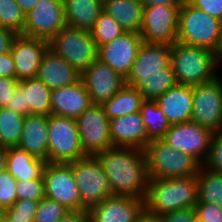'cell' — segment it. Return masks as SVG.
<instances>
[{"mask_svg": "<svg viewBox=\"0 0 222 222\" xmlns=\"http://www.w3.org/2000/svg\"><path fill=\"white\" fill-rule=\"evenodd\" d=\"M96 156L113 195L146 198L149 178L144 150L112 146Z\"/></svg>", "mask_w": 222, "mask_h": 222, "instance_id": "6da1fadb", "label": "cell"}, {"mask_svg": "<svg viewBox=\"0 0 222 222\" xmlns=\"http://www.w3.org/2000/svg\"><path fill=\"white\" fill-rule=\"evenodd\" d=\"M197 202V175L148 180L145 211L156 218L175 210L195 208Z\"/></svg>", "mask_w": 222, "mask_h": 222, "instance_id": "7a4b0ae2", "label": "cell"}, {"mask_svg": "<svg viewBox=\"0 0 222 222\" xmlns=\"http://www.w3.org/2000/svg\"><path fill=\"white\" fill-rule=\"evenodd\" d=\"M170 65L177 84L196 86L218 77L214 51L181 42L170 45Z\"/></svg>", "mask_w": 222, "mask_h": 222, "instance_id": "3957f363", "label": "cell"}, {"mask_svg": "<svg viewBox=\"0 0 222 222\" xmlns=\"http://www.w3.org/2000/svg\"><path fill=\"white\" fill-rule=\"evenodd\" d=\"M144 152L149 179L197 175L202 165L192 155L172 148L162 139L149 141Z\"/></svg>", "mask_w": 222, "mask_h": 222, "instance_id": "277c9868", "label": "cell"}, {"mask_svg": "<svg viewBox=\"0 0 222 222\" xmlns=\"http://www.w3.org/2000/svg\"><path fill=\"white\" fill-rule=\"evenodd\" d=\"M222 37V21L186 0L179 10L177 42L215 51Z\"/></svg>", "mask_w": 222, "mask_h": 222, "instance_id": "5b68a950", "label": "cell"}, {"mask_svg": "<svg viewBox=\"0 0 222 222\" xmlns=\"http://www.w3.org/2000/svg\"><path fill=\"white\" fill-rule=\"evenodd\" d=\"M49 48L81 74L98 59V46L87 30L66 26L49 41Z\"/></svg>", "mask_w": 222, "mask_h": 222, "instance_id": "8992f818", "label": "cell"}, {"mask_svg": "<svg viewBox=\"0 0 222 222\" xmlns=\"http://www.w3.org/2000/svg\"><path fill=\"white\" fill-rule=\"evenodd\" d=\"M73 170L81 197V211H89L112 196L109 180L97 156L86 155L68 163Z\"/></svg>", "mask_w": 222, "mask_h": 222, "instance_id": "52a82bcc", "label": "cell"}, {"mask_svg": "<svg viewBox=\"0 0 222 222\" xmlns=\"http://www.w3.org/2000/svg\"><path fill=\"white\" fill-rule=\"evenodd\" d=\"M74 118L48 116V162L71 163L85 157Z\"/></svg>", "mask_w": 222, "mask_h": 222, "instance_id": "ba28073f", "label": "cell"}, {"mask_svg": "<svg viewBox=\"0 0 222 222\" xmlns=\"http://www.w3.org/2000/svg\"><path fill=\"white\" fill-rule=\"evenodd\" d=\"M192 105V122L212 132L222 131V76L193 86Z\"/></svg>", "mask_w": 222, "mask_h": 222, "instance_id": "9c48e42d", "label": "cell"}, {"mask_svg": "<svg viewBox=\"0 0 222 222\" xmlns=\"http://www.w3.org/2000/svg\"><path fill=\"white\" fill-rule=\"evenodd\" d=\"M75 120L85 155L96 156L113 146L109 130L110 119L102 105L92 104Z\"/></svg>", "mask_w": 222, "mask_h": 222, "instance_id": "30bf717a", "label": "cell"}, {"mask_svg": "<svg viewBox=\"0 0 222 222\" xmlns=\"http://www.w3.org/2000/svg\"><path fill=\"white\" fill-rule=\"evenodd\" d=\"M181 6H144L140 35L144 42L171 45L177 42Z\"/></svg>", "mask_w": 222, "mask_h": 222, "instance_id": "8fae6325", "label": "cell"}, {"mask_svg": "<svg viewBox=\"0 0 222 222\" xmlns=\"http://www.w3.org/2000/svg\"><path fill=\"white\" fill-rule=\"evenodd\" d=\"M45 197L57 201L70 211L81 210V197L72 167L68 163H47L44 174Z\"/></svg>", "mask_w": 222, "mask_h": 222, "instance_id": "7c38bea8", "label": "cell"}, {"mask_svg": "<svg viewBox=\"0 0 222 222\" xmlns=\"http://www.w3.org/2000/svg\"><path fill=\"white\" fill-rule=\"evenodd\" d=\"M66 26L62 0H40L25 15L23 35L50 41Z\"/></svg>", "mask_w": 222, "mask_h": 222, "instance_id": "4fadbf2b", "label": "cell"}, {"mask_svg": "<svg viewBox=\"0 0 222 222\" xmlns=\"http://www.w3.org/2000/svg\"><path fill=\"white\" fill-rule=\"evenodd\" d=\"M213 132L195 122L173 124L162 138L169 146L192 155L202 165L207 159Z\"/></svg>", "mask_w": 222, "mask_h": 222, "instance_id": "5bb4252c", "label": "cell"}, {"mask_svg": "<svg viewBox=\"0 0 222 222\" xmlns=\"http://www.w3.org/2000/svg\"><path fill=\"white\" fill-rule=\"evenodd\" d=\"M142 43L140 33L124 32L98 47V59L126 79Z\"/></svg>", "mask_w": 222, "mask_h": 222, "instance_id": "9a60e30c", "label": "cell"}, {"mask_svg": "<svg viewBox=\"0 0 222 222\" xmlns=\"http://www.w3.org/2000/svg\"><path fill=\"white\" fill-rule=\"evenodd\" d=\"M92 104L102 105L111 99L125 84V78L109 65L97 59L89 69L81 74Z\"/></svg>", "mask_w": 222, "mask_h": 222, "instance_id": "2e32d148", "label": "cell"}, {"mask_svg": "<svg viewBox=\"0 0 222 222\" xmlns=\"http://www.w3.org/2000/svg\"><path fill=\"white\" fill-rule=\"evenodd\" d=\"M170 66V45L143 41L125 84L134 87L143 77L166 75Z\"/></svg>", "mask_w": 222, "mask_h": 222, "instance_id": "e0dca14e", "label": "cell"}, {"mask_svg": "<svg viewBox=\"0 0 222 222\" xmlns=\"http://www.w3.org/2000/svg\"><path fill=\"white\" fill-rule=\"evenodd\" d=\"M144 211L143 198L112 195L88 211L89 222H135Z\"/></svg>", "mask_w": 222, "mask_h": 222, "instance_id": "ac0fdd59", "label": "cell"}, {"mask_svg": "<svg viewBox=\"0 0 222 222\" xmlns=\"http://www.w3.org/2000/svg\"><path fill=\"white\" fill-rule=\"evenodd\" d=\"M49 48V41L18 35L13 42L11 54L18 81L36 78L41 59Z\"/></svg>", "mask_w": 222, "mask_h": 222, "instance_id": "d6986e66", "label": "cell"}, {"mask_svg": "<svg viewBox=\"0 0 222 222\" xmlns=\"http://www.w3.org/2000/svg\"><path fill=\"white\" fill-rule=\"evenodd\" d=\"M91 105L92 100L81 79L51 92V114L76 119Z\"/></svg>", "mask_w": 222, "mask_h": 222, "instance_id": "ffe728a7", "label": "cell"}, {"mask_svg": "<svg viewBox=\"0 0 222 222\" xmlns=\"http://www.w3.org/2000/svg\"><path fill=\"white\" fill-rule=\"evenodd\" d=\"M109 130L113 146L144 150L150 141L140 111L110 119Z\"/></svg>", "mask_w": 222, "mask_h": 222, "instance_id": "44dd1931", "label": "cell"}, {"mask_svg": "<svg viewBox=\"0 0 222 222\" xmlns=\"http://www.w3.org/2000/svg\"><path fill=\"white\" fill-rule=\"evenodd\" d=\"M36 78L54 90L78 82L81 73L48 48L41 59Z\"/></svg>", "mask_w": 222, "mask_h": 222, "instance_id": "7402d4cb", "label": "cell"}, {"mask_svg": "<svg viewBox=\"0 0 222 222\" xmlns=\"http://www.w3.org/2000/svg\"><path fill=\"white\" fill-rule=\"evenodd\" d=\"M170 125L191 121L193 87L176 84L155 99Z\"/></svg>", "mask_w": 222, "mask_h": 222, "instance_id": "603a6c76", "label": "cell"}, {"mask_svg": "<svg viewBox=\"0 0 222 222\" xmlns=\"http://www.w3.org/2000/svg\"><path fill=\"white\" fill-rule=\"evenodd\" d=\"M22 130L17 147L48 162V116L37 114L25 116Z\"/></svg>", "mask_w": 222, "mask_h": 222, "instance_id": "cb8c5ba5", "label": "cell"}, {"mask_svg": "<svg viewBox=\"0 0 222 222\" xmlns=\"http://www.w3.org/2000/svg\"><path fill=\"white\" fill-rule=\"evenodd\" d=\"M47 163L18 147L7 148L6 169L17 181L43 178Z\"/></svg>", "mask_w": 222, "mask_h": 222, "instance_id": "d4e9b609", "label": "cell"}, {"mask_svg": "<svg viewBox=\"0 0 222 222\" xmlns=\"http://www.w3.org/2000/svg\"><path fill=\"white\" fill-rule=\"evenodd\" d=\"M63 8L67 26L91 31L103 12L100 0H64Z\"/></svg>", "mask_w": 222, "mask_h": 222, "instance_id": "484cf974", "label": "cell"}, {"mask_svg": "<svg viewBox=\"0 0 222 222\" xmlns=\"http://www.w3.org/2000/svg\"><path fill=\"white\" fill-rule=\"evenodd\" d=\"M144 6L140 0H105L103 11L112 16L125 32H138L143 21Z\"/></svg>", "mask_w": 222, "mask_h": 222, "instance_id": "4316f807", "label": "cell"}, {"mask_svg": "<svg viewBox=\"0 0 222 222\" xmlns=\"http://www.w3.org/2000/svg\"><path fill=\"white\" fill-rule=\"evenodd\" d=\"M24 90L26 116L30 114H51L52 90L37 78L19 81L18 84Z\"/></svg>", "mask_w": 222, "mask_h": 222, "instance_id": "83f0119b", "label": "cell"}, {"mask_svg": "<svg viewBox=\"0 0 222 222\" xmlns=\"http://www.w3.org/2000/svg\"><path fill=\"white\" fill-rule=\"evenodd\" d=\"M144 100L143 94L138 89L125 85L102 106L107 117L113 119L140 111Z\"/></svg>", "mask_w": 222, "mask_h": 222, "instance_id": "f1b7e54d", "label": "cell"}, {"mask_svg": "<svg viewBox=\"0 0 222 222\" xmlns=\"http://www.w3.org/2000/svg\"><path fill=\"white\" fill-rule=\"evenodd\" d=\"M198 201L222 207V173L200 166L197 173Z\"/></svg>", "mask_w": 222, "mask_h": 222, "instance_id": "f546056e", "label": "cell"}, {"mask_svg": "<svg viewBox=\"0 0 222 222\" xmlns=\"http://www.w3.org/2000/svg\"><path fill=\"white\" fill-rule=\"evenodd\" d=\"M140 113L146 128L147 138L150 141L162 139L171 125L157 102L152 99H145L140 107Z\"/></svg>", "mask_w": 222, "mask_h": 222, "instance_id": "4dcf8cb0", "label": "cell"}, {"mask_svg": "<svg viewBox=\"0 0 222 222\" xmlns=\"http://www.w3.org/2000/svg\"><path fill=\"white\" fill-rule=\"evenodd\" d=\"M24 115L3 107L0 108V146L17 147L23 132Z\"/></svg>", "mask_w": 222, "mask_h": 222, "instance_id": "1f68e13d", "label": "cell"}, {"mask_svg": "<svg viewBox=\"0 0 222 222\" xmlns=\"http://www.w3.org/2000/svg\"><path fill=\"white\" fill-rule=\"evenodd\" d=\"M176 84L175 73L170 66L166 67V75L143 77L134 87L143 94L144 99L155 100Z\"/></svg>", "mask_w": 222, "mask_h": 222, "instance_id": "d6a6232c", "label": "cell"}, {"mask_svg": "<svg viewBox=\"0 0 222 222\" xmlns=\"http://www.w3.org/2000/svg\"><path fill=\"white\" fill-rule=\"evenodd\" d=\"M0 26L23 35L25 14L21 11L16 0H0Z\"/></svg>", "mask_w": 222, "mask_h": 222, "instance_id": "836d02e7", "label": "cell"}, {"mask_svg": "<svg viewBox=\"0 0 222 222\" xmlns=\"http://www.w3.org/2000/svg\"><path fill=\"white\" fill-rule=\"evenodd\" d=\"M90 32L95 43L99 47L122 35L125 30L112 16L103 11Z\"/></svg>", "mask_w": 222, "mask_h": 222, "instance_id": "e575fe53", "label": "cell"}, {"mask_svg": "<svg viewBox=\"0 0 222 222\" xmlns=\"http://www.w3.org/2000/svg\"><path fill=\"white\" fill-rule=\"evenodd\" d=\"M38 203L29 199L16 200L3 210V215L9 222H34Z\"/></svg>", "mask_w": 222, "mask_h": 222, "instance_id": "d590c367", "label": "cell"}, {"mask_svg": "<svg viewBox=\"0 0 222 222\" xmlns=\"http://www.w3.org/2000/svg\"><path fill=\"white\" fill-rule=\"evenodd\" d=\"M70 210L57 201L44 197L39 201L34 222H58Z\"/></svg>", "mask_w": 222, "mask_h": 222, "instance_id": "8d00e7d4", "label": "cell"}, {"mask_svg": "<svg viewBox=\"0 0 222 222\" xmlns=\"http://www.w3.org/2000/svg\"><path fill=\"white\" fill-rule=\"evenodd\" d=\"M17 200L40 201L45 197L43 178L17 181Z\"/></svg>", "mask_w": 222, "mask_h": 222, "instance_id": "74e56055", "label": "cell"}, {"mask_svg": "<svg viewBox=\"0 0 222 222\" xmlns=\"http://www.w3.org/2000/svg\"><path fill=\"white\" fill-rule=\"evenodd\" d=\"M17 180L7 169L0 172V209L10 207L17 200Z\"/></svg>", "mask_w": 222, "mask_h": 222, "instance_id": "f35d334b", "label": "cell"}, {"mask_svg": "<svg viewBox=\"0 0 222 222\" xmlns=\"http://www.w3.org/2000/svg\"><path fill=\"white\" fill-rule=\"evenodd\" d=\"M203 165L212 171L222 173V131L213 132L209 153Z\"/></svg>", "mask_w": 222, "mask_h": 222, "instance_id": "ab89813d", "label": "cell"}, {"mask_svg": "<svg viewBox=\"0 0 222 222\" xmlns=\"http://www.w3.org/2000/svg\"><path fill=\"white\" fill-rule=\"evenodd\" d=\"M194 209L202 222H222V207L218 205L198 201Z\"/></svg>", "mask_w": 222, "mask_h": 222, "instance_id": "60d3db41", "label": "cell"}, {"mask_svg": "<svg viewBox=\"0 0 222 222\" xmlns=\"http://www.w3.org/2000/svg\"><path fill=\"white\" fill-rule=\"evenodd\" d=\"M19 81L16 78L0 76V108L8 107L10 99L17 89Z\"/></svg>", "mask_w": 222, "mask_h": 222, "instance_id": "b9f144b4", "label": "cell"}, {"mask_svg": "<svg viewBox=\"0 0 222 222\" xmlns=\"http://www.w3.org/2000/svg\"><path fill=\"white\" fill-rule=\"evenodd\" d=\"M190 5L222 21V0H186Z\"/></svg>", "mask_w": 222, "mask_h": 222, "instance_id": "7bdbcfd3", "label": "cell"}, {"mask_svg": "<svg viewBox=\"0 0 222 222\" xmlns=\"http://www.w3.org/2000/svg\"><path fill=\"white\" fill-rule=\"evenodd\" d=\"M196 217L194 208L175 210L158 217L159 222H192Z\"/></svg>", "mask_w": 222, "mask_h": 222, "instance_id": "ee69618b", "label": "cell"}, {"mask_svg": "<svg viewBox=\"0 0 222 222\" xmlns=\"http://www.w3.org/2000/svg\"><path fill=\"white\" fill-rule=\"evenodd\" d=\"M0 76L16 78L15 64L11 52L0 55Z\"/></svg>", "mask_w": 222, "mask_h": 222, "instance_id": "f6af8a7d", "label": "cell"}, {"mask_svg": "<svg viewBox=\"0 0 222 222\" xmlns=\"http://www.w3.org/2000/svg\"><path fill=\"white\" fill-rule=\"evenodd\" d=\"M18 114L26 116V106L24 100V90L18 85L17 89L10 99V105L7 107Z\"/></svg>", "mask_w": 222, "mask_h": 222, "instance_id": "bcb514c9", "label": "cell"}, {"mask_svg": "<svg viewBox=\"0 0 222 222\" xmlns=\"http://www.w3.org/2000/svg\"><path fill=\"white\" fill-rule=\"evenodd\" d=\"M17 36L14 31L0 26V55L11 52L14 39Z\"/></svg>", "mask_w": 222, "mask_h": 222, "instance_id": "7dc6e473", "label": "cell"}, {"mask_svg": "<svg viewBox=\"0 0 222 222\" xmlns=\"http://www.w3.org/2000/svg\"><path fill=\"white\" fill-rule=\"evenodd\" d=\"M58 222H89L88 211H70Z\"/></svg>", "mask_w": 222, "mask_h": 222, "instance_id": "c3c4849f", "label": "cell"}, {"mask_svg": "<svg viewBox=\"0 0 222 222\" xmlns=\"http://www.w3.org/2000/svg\"><path fill=\"white\" fill-rule=\"evenodd\" d=\"M143 6H181L184 0H140Z\"/></svg>", "mask_w": 222, "mask_h": 222, "instance_id": "681fc988", "label": "cell"}, {"mask_svg": "<svg viewBox=\"0 0 222 222\" xmlns=\"http://www.w3.org/2000/svg\"><path fill=\"white\" fill-rule=\"evenodd\" d=\"M40 0H16L21 11L26 15Z\"/></svg>", "mask_w": 222, "mask_h": 222, "instance_id": "f907efd6", "label": "cell"}, {"mask_svg": "<svg viewBox=\"0 0 222 222\" xmlns=\"http://www.w3.org/2000/svg\"><path fill=\"white\" fill-rule=\"evenodd\" d=\"M214 57H215L216 71H217L218 76H220L218 73V69L220 66H222V65H220V64H222V37L220 38L219 44H218L216 50L214 51Z\"/></svg>", "mask_w": 222, "mask_h": 222, "instance_id": "816d5d0a", "label": "cell"}, {"mask_svg": "<svg viewBox=\"0 0 222 222\" xmlns=\"http://www.w3.org/2000/svg\"><path fill=\"white\" fill-rule=\"evenodd\" d=\"M135 222H159L158 218L153 216L152 214L144 211L140 214V216L135 220Z\"/></svg>", "mask_w": 222, "mask_h": 222, "instance_id": "f5cc1de1", "label": "cell"}, {"mask_svg": "<svg viewBox=\"0 0 222 222\" xmlns=\"http://www.w3.org/2000/svg\"><path fill=\"white\" fill-rule=\"evenodd\" d=\"M7 148L0 146V172L6 169Z\"/></svg>", "mask_w": 222, "mask_h": 222, "instance_id": "db71d44e", "label": "cell"}, {"mask_svg": "<svg viewBox=\"0 0 222 222\" xmlns=\"http://www.w3.org/2000/svg\"><path fill=\"white\" fill-rule=\"evenodd\" d=\"M192 222H202V221L199 220L197 217H195Z\"/></svg>", "mask_w": 222, "mask_h": 222, "instance_id": "11a10c76", "label": "cell"}, {"mask_svg": "<svg viewBox=\"0 0 222 222\" xmlns=\"http://www.w3.org/2000/svg\"><path fill=\"white\" fill-rule=\"evenodd\" d=\"M0 222H9L5 217H3Z\"/></svg>", "mask_w": 222, "mask_h": 222, "instance_id": "9f6ffc18", "label": "cell"}, {"mask_svg": "<svg viewBox=\"0 0 222 222\" xmlns=\"http://www.w3.org/2000/svg\"><path fill=\"white\" fill-rule=\"evenodd\" d=\"M3 217H4V215H3V211H2V212H0V220H1Z\"/></svg>", "mask_w": 222, "mask_h": 222, "instance_id": "6f0895ef", "label": "cell"}]
</instances>
